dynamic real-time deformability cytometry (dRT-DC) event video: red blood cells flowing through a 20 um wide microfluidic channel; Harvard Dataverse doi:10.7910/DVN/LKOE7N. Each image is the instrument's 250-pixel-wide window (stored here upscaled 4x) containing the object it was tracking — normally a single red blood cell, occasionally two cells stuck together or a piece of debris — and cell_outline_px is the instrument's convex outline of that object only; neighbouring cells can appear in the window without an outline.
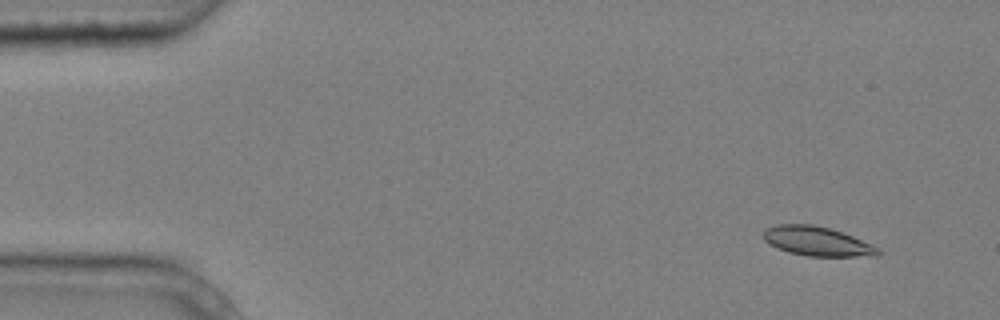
{"species": "common noctule bat (a hibernating species)", "species_latin": "Nyctalus noctula", "temperature_condition": "cold", "stored_images_in_passage": 5, "camera_frame_rate_fps": 3000, "um_per_image_px": 0.085, "animal": {"sex": "male", "body_mass_g": 20.4}, "frame": {"image": 1, "passage_image": 2, "time_ms": 0.333, "image_size_px": [1000, 320], "cell_outline_px": [[880, 256], [808, 256], [788, 252], [776, 248], [764, 240], [764, 232], [768, 228], [776, 224], [812, 224], [828, 228], [852, 236], [872, 244], [880, 248]], "centroid_in_image_um": [69.47, 20.52], "position_along_channel_um": 15.5, "area_um2": 19.48}}
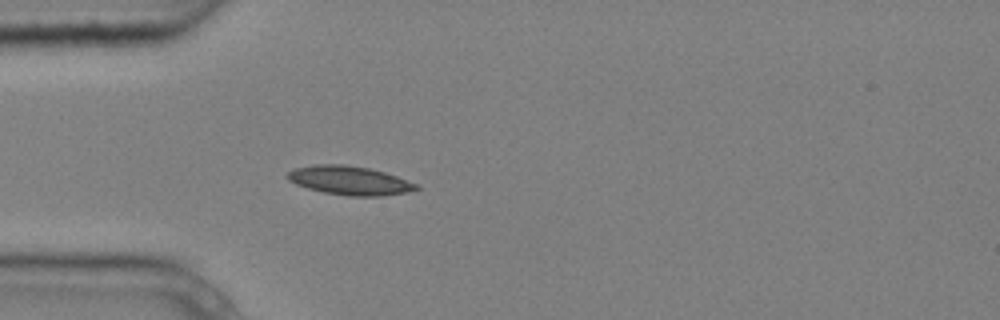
{"frame": {"image": 2, "passage_image": 5, "time_ms": 1.333, "image_size_px": [1000, 320], "cell_outline_px": [[420, 188], [404, 192], [380, 196], [348, 196], [324, 192], [308, 188], [296, 184], [288, 180], [284, 176], [288, 172], [296, 168], [316, 164], [344, 164], [368, 168], [384, 172], [396, 176], [416, 184]], "centroid_in_image_um": [29.66, 15.33], "position_along_channel_um": 55.3, "area_um2": 21.39}}